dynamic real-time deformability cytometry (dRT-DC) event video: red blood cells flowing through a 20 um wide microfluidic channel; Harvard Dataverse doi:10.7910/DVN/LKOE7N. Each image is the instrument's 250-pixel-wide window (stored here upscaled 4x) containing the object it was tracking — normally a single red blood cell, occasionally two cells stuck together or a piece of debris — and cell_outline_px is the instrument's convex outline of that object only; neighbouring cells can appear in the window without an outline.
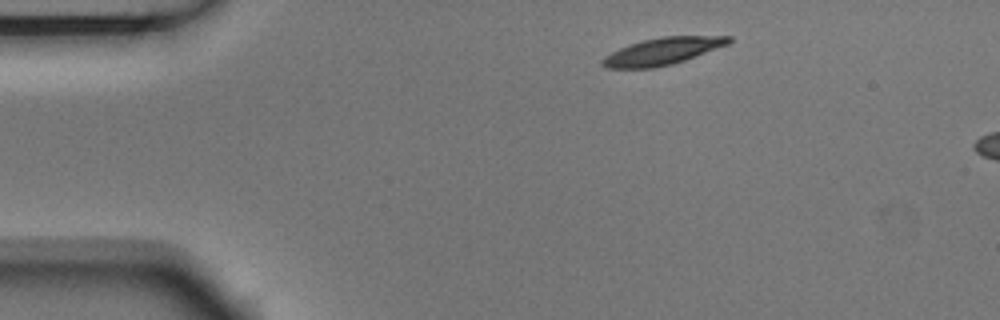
{"species": "Egyptian fruit bat (a non-hibernating species)", "species_latin": "Rousettus aegyptiacus", "temperature_condition": "room temperature", "stored_images_in_passage": 4, "camera_frame_rate_fps": 3000, "um_per_image_px": 0.085, "animal": {"sex": "male"}, "frame": {"image": 1, "passage_image": 1, "time_ms": 0.0, "image_size_px": [1000, 320], "cell_outline_px": [[732, 40], [728, 44], [684, 60], [672, 64], [652, 68], [608, 68], [600, 64], [600, 60], [604, 56], [628, 44], [640, 40], [660, 36], [732, 36]], "centroid_in_image_um": [56.27, 4.35], "position_along_channel_um": 28.7, "area_um2": 19.88}}
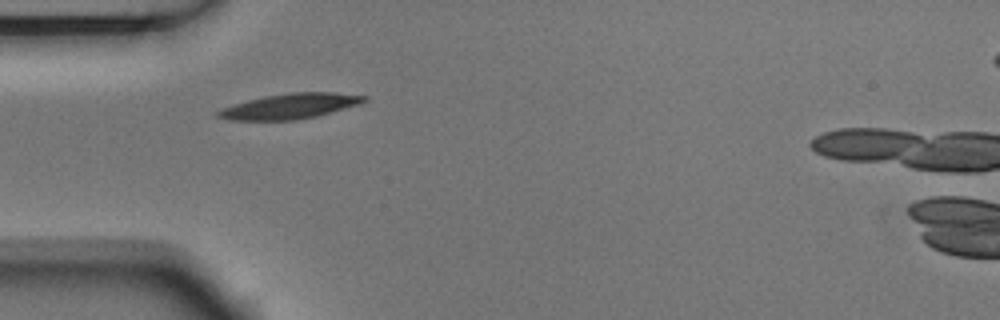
{"frame": {"image": 2, "passage_image": 3, "time_ms": 0.667, "image_size_px": [1000, 320], "cell_outline_px": [[368, 100], [360, 104], [316, 116], [296, 120], [228, 120], [216, 116], [216, 112], [220, 108], [248, 100], [264, 96], [292, 92], [336, 92], [368, 96]], "centroid_in_image_um": [24.66, 9.02], "position_along_channel_um": 60.3, "area_um2": 21.56}}
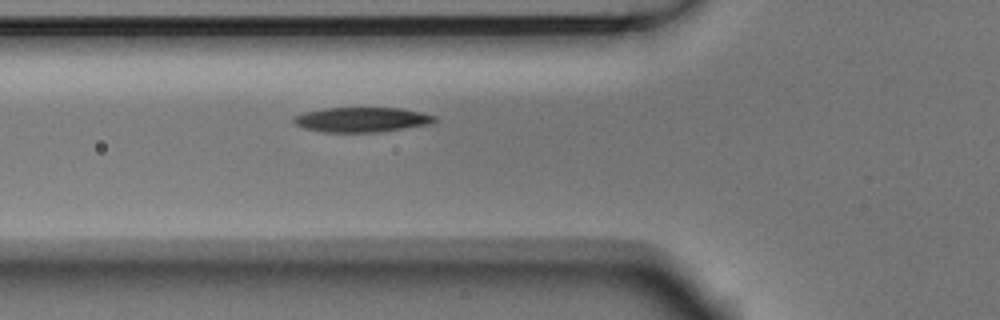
{"frame": {"image": 3, "passage_image": 4, "time_ms": 1.0, "image_size_px": [1000, 320], "cell_outline_px": [[436, 120], [428, 124], [380, 132], [324, 132], [304, 128], [296, 124], [292, 120], [292, 116], [304, 112], [324, 108], [400, 108], [420, 112], [436, 116]], "centroid_in_image_um": [30.7, 10.17], "position_along_channel_um": 95.1, "area_um2": 20.29}}